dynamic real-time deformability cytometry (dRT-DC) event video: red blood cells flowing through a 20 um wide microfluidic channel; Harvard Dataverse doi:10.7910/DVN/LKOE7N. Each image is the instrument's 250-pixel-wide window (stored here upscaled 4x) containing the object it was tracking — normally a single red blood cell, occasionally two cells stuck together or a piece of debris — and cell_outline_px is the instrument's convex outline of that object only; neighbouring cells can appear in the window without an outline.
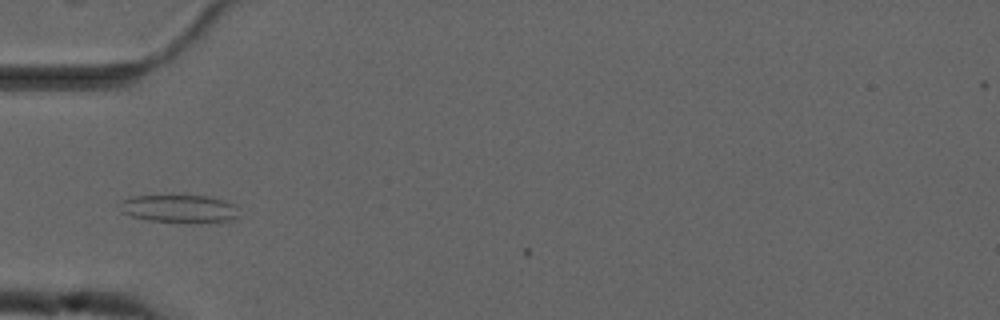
{"species": "common noctule bat (a hibernating species)", "species_latin": "Nyctalus noctula", "temperature_condition": "cold", "stored_images_in_passage": 2, "camera_frame_rate_fps": 3000, "um_per_image_px": 0.085, "animal": {"sex": "male", "forearm_length_mm": 52.5}, "frame": {"image": 1, "passage_image": 1, "time_ms": 0.0, "image_size_px": [1000, 320], "cell_outline_px": [[240, 216], [232, 220], [196, 224], [148, 220], [132, 216], [120, 212], [120, 200], [132, 196], [172, 192], [208, 196], [224, 200], [232, 204], [236, 208]], "centroid_in_image_um": [15.21, 17.7], "position_along_channel_um": 69.8, "area_um2": 20.75}}